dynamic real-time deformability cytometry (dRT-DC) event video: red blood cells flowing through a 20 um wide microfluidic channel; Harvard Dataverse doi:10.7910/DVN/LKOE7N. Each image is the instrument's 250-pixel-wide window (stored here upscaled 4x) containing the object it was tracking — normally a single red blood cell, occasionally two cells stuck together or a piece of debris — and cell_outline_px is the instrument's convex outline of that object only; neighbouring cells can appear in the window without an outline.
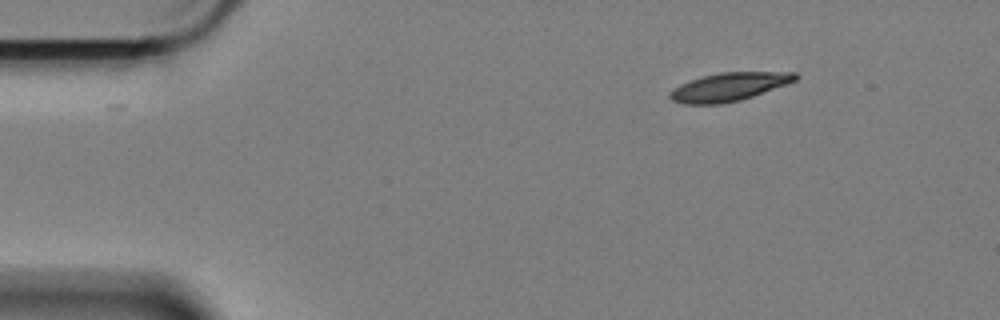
{"species": "Egyptian fruit bat (a non-hibernating species)", "species_latin": "Rousettus aegyptiacus", "temperature_condition": "cold", "stored_images_in_passage": 52, "camera_frame_rate_fps": 3000, "um_per_image_px": 0.085, "animal": {"sex": "female"}, "frame": {"image": 1, "passage_image": 1, "time_ms": 0.0, "image_size_px": [1000, 320], "cell_outline_px": [[800, 76], [796, 80], [752, 96], [740, 100], [720, 104], [684, 104], [672, 100], [668, 96], [668, 92], [680, 84], [704, 76], [720, 72], [796, 72]], "centroid_in_image_um": [61.94, 7.38], "position_along_channel_um": 23.1, "area_um2": 20.46}}
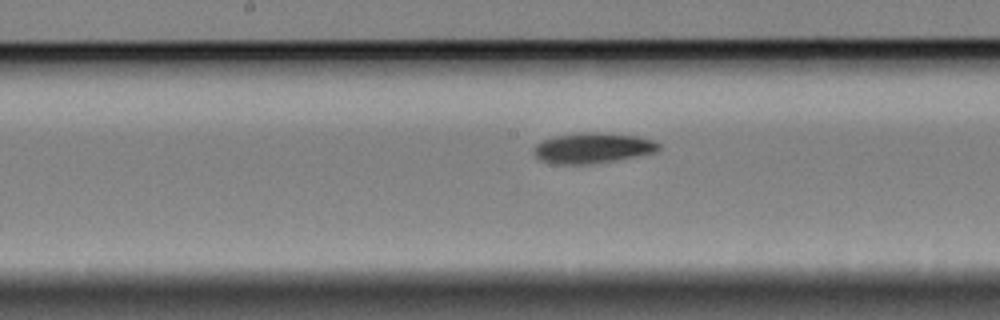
{"frame": {"image": 2, "passage_image": 23, "time_ms": 7.333, "image_size_px": [1000, 320], "cell_outline_px": [[660, 152], [616, 160], [592, 164], [548, 164], [540, 160], [532, 152], [532, 148], [536, 144], [552, 136], [580, 132], [596, 132], [636, 136], [652, 140], [660, 144]], "centroid_in_image_um": [50.35, 12.59], "position_along_channel_um": 197.8, "area_um2": 22.54}}
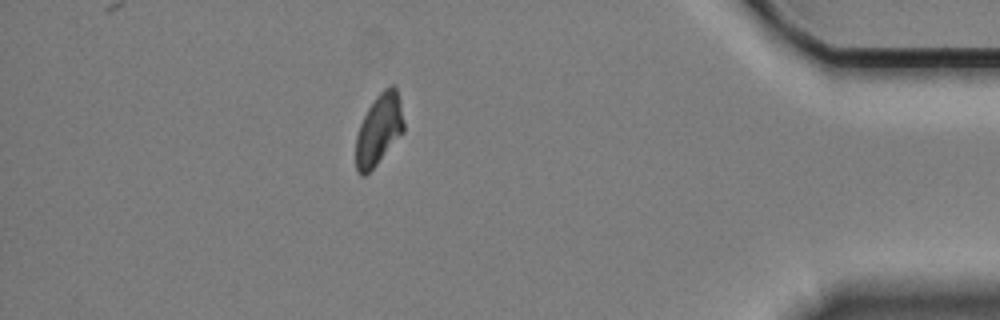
{"frame": {"image": 3, "passage_image": 45, "time_ms": 14.667, "image_size_px": [1000, 320], "cell_outline_px": [[404, 132], [376, 164], [364, 176], [360, 176], [356, 172], [356, 136], [360, 124], [368, 108], [376, 96], [384, 88], [392, 84], [396, 84], [400, 100], [404, 124]], "centroid_in_image_um": [32.21, 10.99], "position_along_channel_um": 403.0, "area_um2": 19.83}, "authors_computed_cell_mechanics": {"area_um2": 21.0392, "velocity_mm_per_s": 3.372, "shape_relaxation_time_tau1_ms": 3.7138, "shape_relaxation_time_tau2_ms": null, "deformation_change_tau1": 0.126, "deformation_change_tau2": null}}